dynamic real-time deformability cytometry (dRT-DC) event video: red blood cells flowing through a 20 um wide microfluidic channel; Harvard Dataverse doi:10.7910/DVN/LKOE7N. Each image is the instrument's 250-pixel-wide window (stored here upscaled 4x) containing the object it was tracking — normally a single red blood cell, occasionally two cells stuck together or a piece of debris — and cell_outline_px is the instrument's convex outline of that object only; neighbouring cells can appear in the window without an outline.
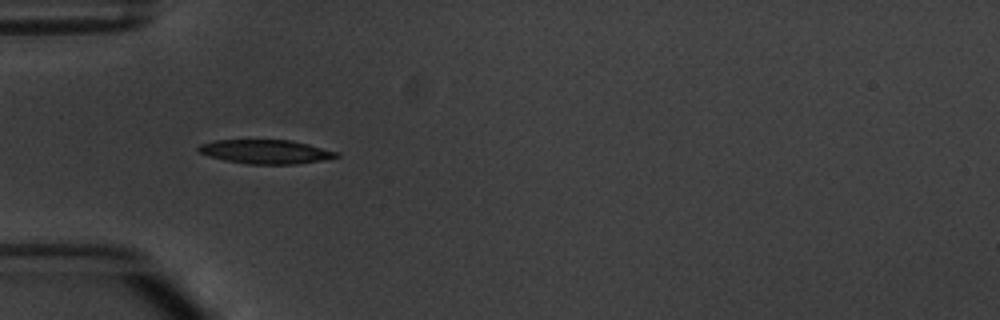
{"species": "common noctule bat (a hibernating species)", "species_latin": "Nyctalus noctula", "temperature_condition": "warm", "stored_images_in_passage": 5, "camera_frame_rate_fps": 3000, "um_per_image_px": 0.085, "animal": {"sex": "male", "body_mass_g": 20.1, "forearm_length_mm": 53.5}, "frame": {"image": 1, "passage_image": 1, "time_ms": 0.0, "image_size_px": [1000, 320], "cell_outline_px": [[340, 156], [324, 160], [296, 164], [248, 164], [224, 160], [208, 156], [200, 152], [196, 148], [200, 144], [216, 140], [292, 140], [340, 152]], "centroid_in_image_um": [22.61, 12.89], "position_along_channel_um": 62.4, "area_um2": 19.36}}
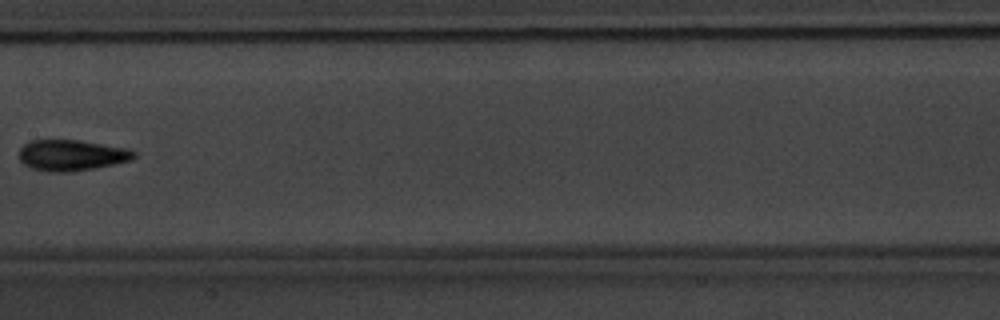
{"frame": {"image": 2, "passage_image": 4, "time_ms": 3.667, "image_size_px": [1000, 320], "cell_outline_px": [[136, 156], [132, 160], [96, 168], [72, 172], [48, 172], [32, 168], [24, 164], [20, 160], [20, 148], [24, 144], [32, 140], [80, 140], [128, 148], [136, 152]], "centroid_in_image_um": [6.11, 13.2], "position_along_channel_um": 201.3, "area_um2": 20.87}}
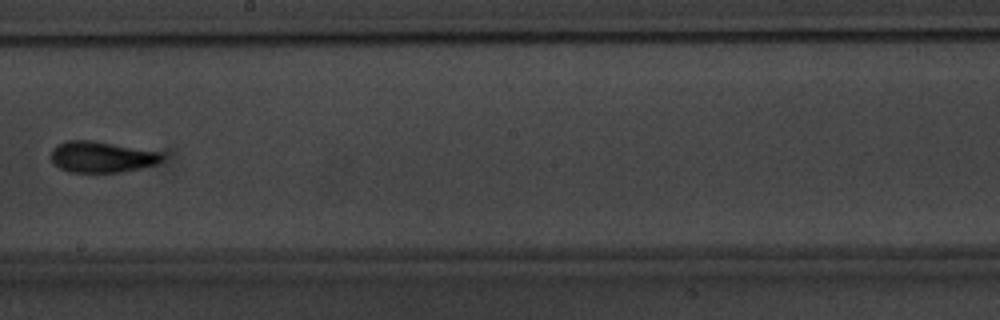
{"frame": {"image": 3, "passage_image": 5, "time_ms": 4.667, "image_size_px": [1000, 320], "cell_outline_px": [[164, 156], [156, 164], [140, 168], [120, 172], [68, 172], [60, 168], [52, 160], [52, 148], [68, 140], [92, 140], [160, 152]], "centroid_in_image_um": [8.63, 13.34], "position_along_channel_um": 239.6, "area_um2": 19.83}}